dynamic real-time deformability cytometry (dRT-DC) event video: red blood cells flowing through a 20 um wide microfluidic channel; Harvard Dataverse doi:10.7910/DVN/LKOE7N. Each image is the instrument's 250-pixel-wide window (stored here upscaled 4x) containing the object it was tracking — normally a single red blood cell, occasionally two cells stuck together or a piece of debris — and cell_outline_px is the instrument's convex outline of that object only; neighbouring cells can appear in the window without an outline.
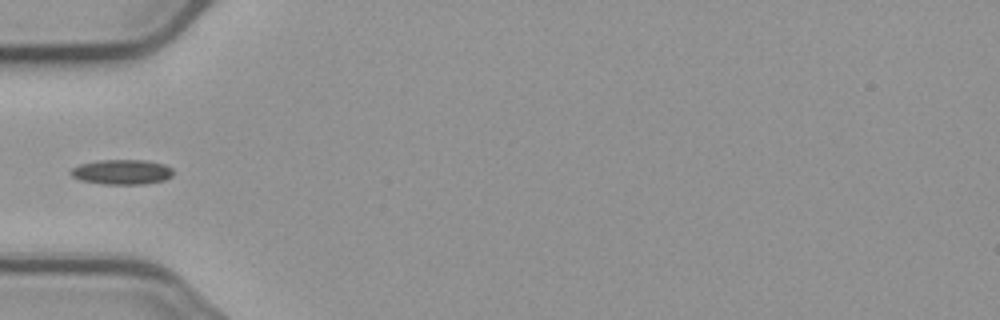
{"species": "common noctule bat (a hibernating species)", "species_latin": "Nyctalus noctula", "temperature_condition": "cold", "stored_images_in_passage": 2, "camera_frame_rate_fps": 3000, "um_per_image_px": 0.085, "animal": {"sex": "male", "body_mass_g": 23.1, "forearm_length_mm": 52.7}, "frame": {"image": 1, "passage_image": 2, "time_ms": 1.0, "image_size_px": [1000, 320], "cell_outline_px": [[172, 176], [164, 180], [144, 184], [104, 184], [80, 180], [72, 176], [68, 172], [72, 168], [80, 164], [100, 160], [144, 160], [164, 164], [172, 168]], "centroid_in_image_um": [10.35, 14.62], "position_along_channel_um": 74.7, "area_um2": 14.85}}